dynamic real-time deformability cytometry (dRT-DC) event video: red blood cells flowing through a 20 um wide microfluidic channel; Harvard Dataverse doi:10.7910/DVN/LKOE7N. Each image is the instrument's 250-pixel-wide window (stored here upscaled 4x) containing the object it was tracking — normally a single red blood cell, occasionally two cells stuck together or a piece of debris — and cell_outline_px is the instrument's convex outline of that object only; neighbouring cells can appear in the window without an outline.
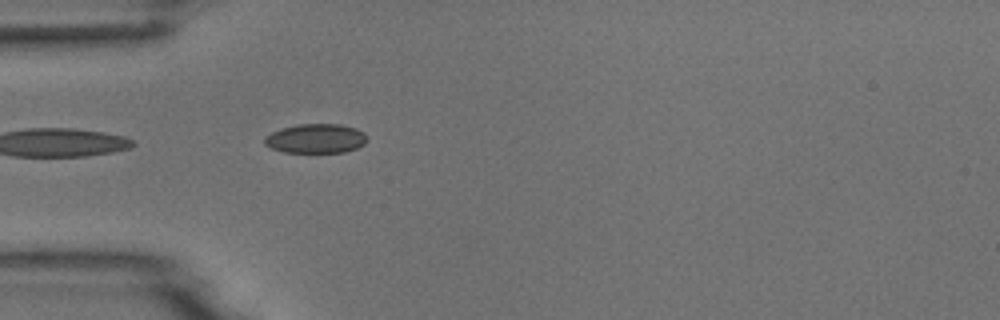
{"species": "common noctule bat (a hibernating species)", "species_latin": "Nyctalus noctula", "temperature_condition": "room temperature", "stored_images_in_passage": 4, "camera_frame_rate_fps": 3000, "um_per_image_px": 0.085, "animal": {"sex": "male", "body_mass_g": 18.8}, "frame": {"image": 1, "passage_image": 4, "time_ms": 4.333, "image_size_px": [1000, 320], "cell_outline_px": [[368, 140], [364, 144], [356, 148], [344, 152], [284, 152], [272, 148], [264, 144], [264, 136], [280, 128], [296, 124], [340, 124], [356, 128], [364, 132]], "centroid_in_image_um": [26.84, 11.76], "position_along_channel_um": 58.2, "area_um2": 17.63}}